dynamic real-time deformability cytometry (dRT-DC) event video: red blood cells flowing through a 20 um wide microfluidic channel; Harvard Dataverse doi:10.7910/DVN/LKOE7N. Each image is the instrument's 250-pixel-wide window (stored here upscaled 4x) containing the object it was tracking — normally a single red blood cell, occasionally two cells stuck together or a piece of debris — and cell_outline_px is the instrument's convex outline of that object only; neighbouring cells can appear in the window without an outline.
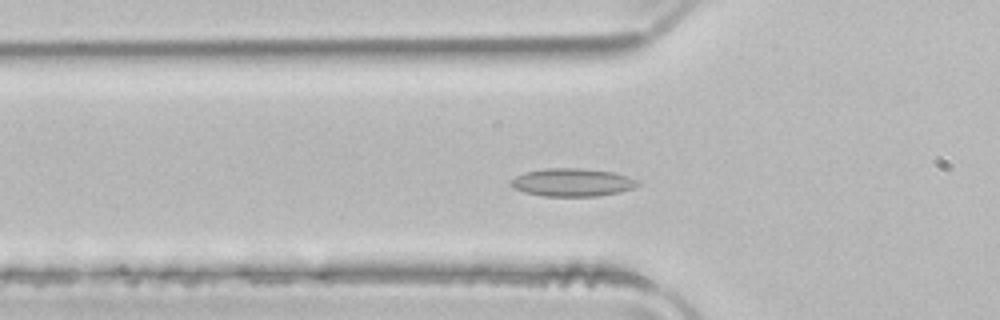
{"species": "common noctule bat (a hibernating species)", "species_latin": "Nyctalus noctula", "temperature_condition": "room temperature", "stored_images_in_passage": 49, "camera_frame_rate_fps": 3000, "um_per_image_px": 0.085, "animal": {"sex": "male", "body_mass_g": 21.5, "forearm_length_mm": 52.0}, "frame": {"image": 1, "passage_image": 14, "time_ms": 4.333, "image_size_px": [1000, 320], "cell_outline_px": [[640, 184], [632, 188], [620, 192], [596, 196], [544, 196], [524, 192], [508, 184], [516, 176], [524, 172], [544, 168], [584, 168], [612, 172], [628, 176], [636, 180]], "centroid_in_image_um": [48.63, 15.49], "position_along_channel_um": 77.2, "area_um2": 20.63}}
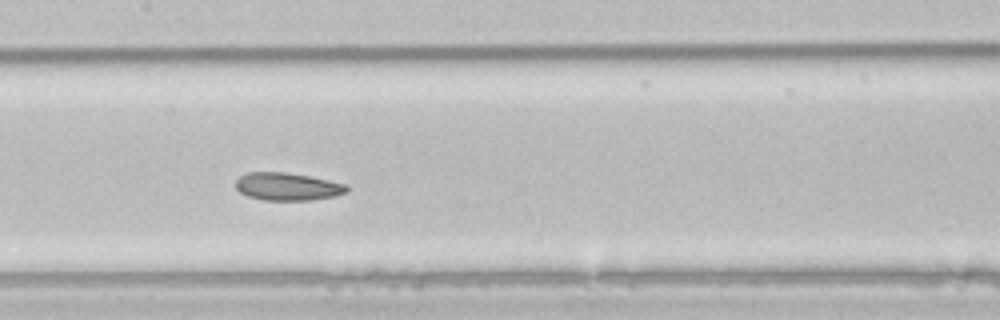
{"frame": {"image": 2, "passage_image": 22, "time_ms": 7.0, "image_size_px": [1000, 320], "cell_outline_px": [[348, 192], [332, 196], [312, 200], [264, 200], [248, 196], [240, 192], [236, 188], [236, 180], [240, 176], [248, 172], [288, 172], [348, 184]], "centroid_in_image_um": [24.44, 15.85], "position_along_channel_um": 183.0, "area_um2": 17.92}}
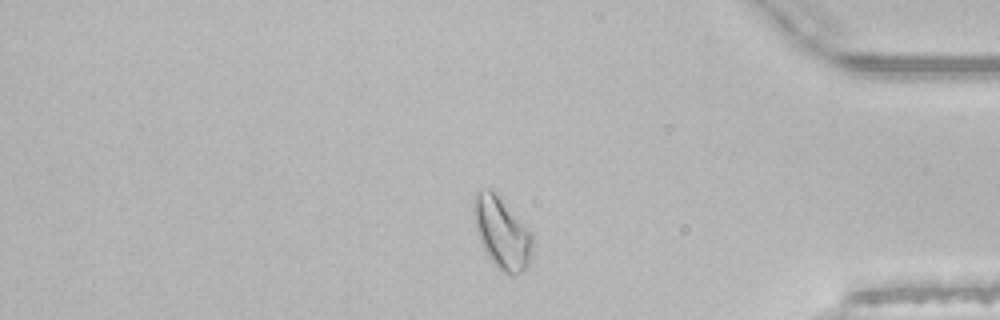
{"frame": {"image": 3, "passage_image": 40, "time_ms": 13.0, "image_size_px": [1000, 320], "cell_outline_px": [[532, 256], [528, 264], [516, 276], [508, 276], [500, 272], [488, 256], [480, 240], [476, 228], [472, 212], [472, 200], [476, 192], [488, 188], [492, 188], [496, 192], [532, 232]], "centroid_in_image_um": [42.65, 19.79], "position_along_channel_um": 392.5, "area_um2": 24.85}, "authors_computed_cell_mechanics": {"area_um2": 20.23, "velocity_mm_per_s": 3.9453, "shape_relaxation_time_tau1_ms": null, "shape_relaxation_time_tau2_ms": 2.8529, "deformation_change_tau1": null, "deformation_change_tau2": 0.0756}}